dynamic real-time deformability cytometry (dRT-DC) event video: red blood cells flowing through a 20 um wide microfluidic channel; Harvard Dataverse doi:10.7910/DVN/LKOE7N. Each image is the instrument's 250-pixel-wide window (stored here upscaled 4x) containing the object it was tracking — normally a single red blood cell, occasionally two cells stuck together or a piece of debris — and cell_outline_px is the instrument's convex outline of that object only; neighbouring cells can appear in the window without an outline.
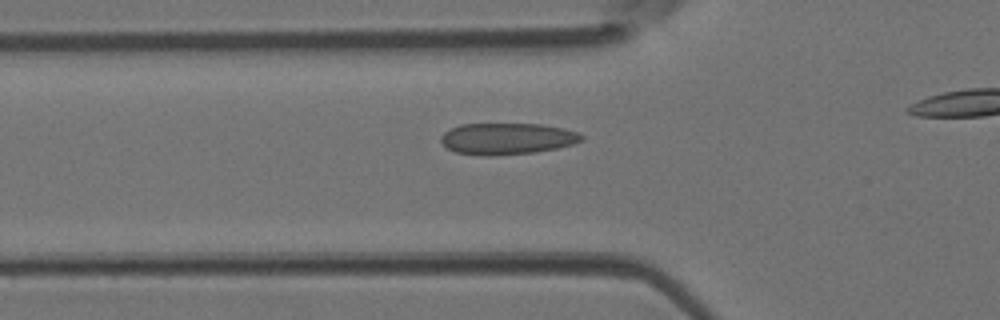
{"species": "Egyptian fruit bat (a non-hibernating species)", "species_latin": "Rousettus aegyptiacus", "temperature_condition": "room temperature", "stored_images_in_passage": 24, "camera_frame_rate_fps": 3000, "um_per_image_px": 0.085, "animal": {"sex": "female"}, "frame": {"image": 1, "passage_image": 11, "time_ms": 3.333, "image_size_px": [1000, 320], "cell_outline_px": [[584, 140], [572, 144], [556, 148], [536, 152], [488, 156], [484, 156], [456, 152], [448, 148], [440, 140], [440, 136], [444, 132], [460, 124], [540, 124], [564, 128], [580, 132], [584, 136]], "centroid_in_image_um": [43.13, 11.78], "position_along_channel_um": 82.7, "area_um2": 25.84}}
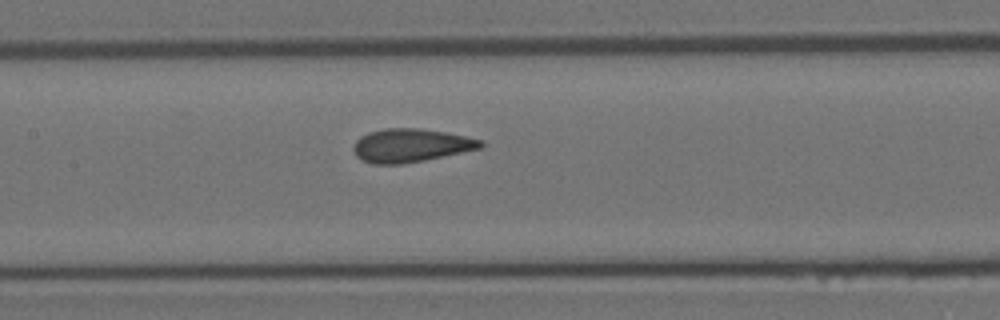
{"frame": {"image": 2, "passage_image": 17, "time_ms": 5.333, "image_size_px": [1000, 320], "cell_outline_px": [[484, 144], [480, 148], [424, 160], [400, 164], [372, 164], [360, 160], [356, 156], [352, 148], [356, 140], [360, 136], [368, 132], [384, 128], [420, 128], [444, 132], [484, 140]], "centroid_in_image_um": [34.86, 12.36], "position_along_channel_um": 172.5, "area_um2": 24.74}}
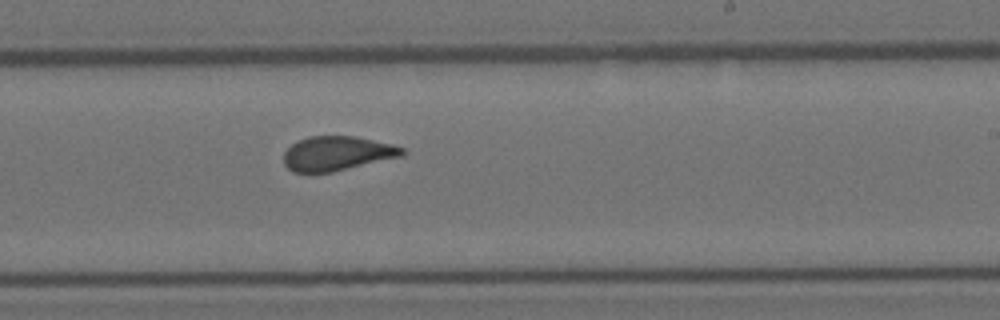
{"frame": {"image": 3, "passage_image": 23, "time_ms": 7.333, "image_size_px": [1000, 320], "cell_outline_px": [[408, 152], [404, 156], [332, 172], [292, 172], [284, 164], [284, 152], [292, 144], [308, 136], [356, 136], [392, 144], [404, 148]], "centroid_in_image_um": [28.69, 13.04], "position_along_channel_um": 260.3, "area_um2": 23.87}}